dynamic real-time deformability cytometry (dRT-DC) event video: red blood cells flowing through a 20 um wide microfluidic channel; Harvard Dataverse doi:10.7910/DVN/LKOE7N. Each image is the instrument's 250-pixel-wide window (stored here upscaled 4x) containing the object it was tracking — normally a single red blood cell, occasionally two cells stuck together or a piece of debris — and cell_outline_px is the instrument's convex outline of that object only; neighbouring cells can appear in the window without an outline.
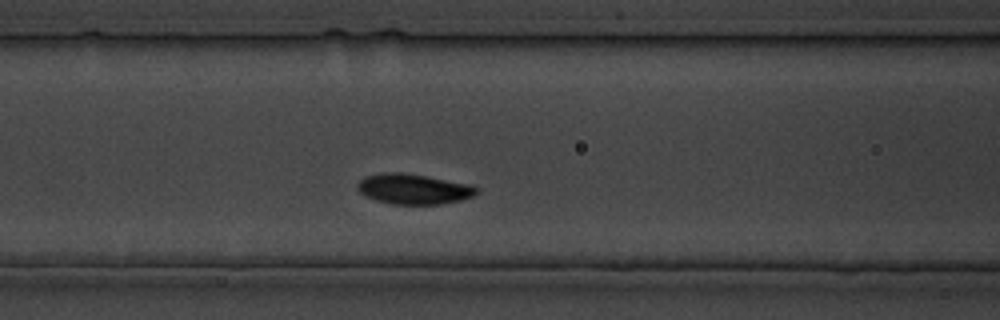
{"species": "common noctule bat (a hibernating species)", "species_latin": "Nyctalus noctula", "temperature_condition": "cold", "stored_images_in_passage": 26, "camera_frame_rate_fps": 3000, "um_per_image_px": 0.085, "animal": {"sex": "male", "body_mass_g": 19.5, "forearm_length_mm": 54.6}, "frame": {"image": 1, "passage_image": 5, "time_ms": 4.667, "image_size_px": [1000, 320], "cell_outline_px": [[476, 192], [472, 196], [460, 200], [440, 204], [392, 204], [376, 200], [364, 196], [356, 188], [356, 184], [364, 176], [380, 172], [400, 172], [428, 176], [472, 184], [476, 188]], "centroid_in_image_um": [35.1, 16.05], "position_along_channel_um": 131.5, "area_um2": 21.15}}
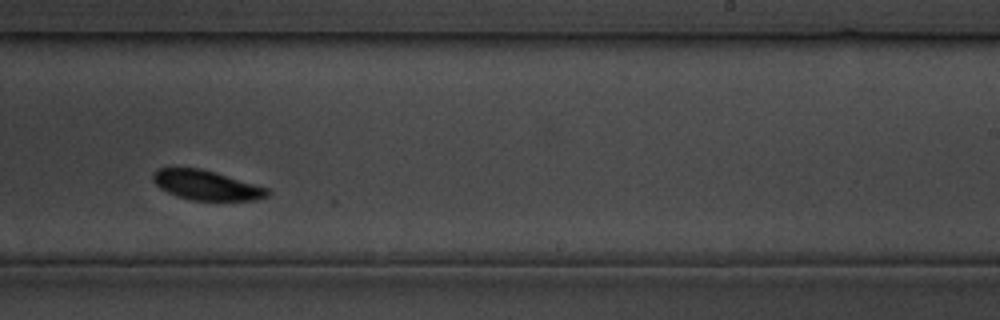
{"frame": {"image": 2, "passage_image": 13, "time_ms": 14.667, "image_size_px": [1000, 320], "cell_outline_px": [[272, 192], [268, 196], [256, 200], [192, 200], [176, 196], [160, 188], [152, 180], [152, 172], [160, 168], [200, 168], [216, 172], [268, 188]], "centroid_in_image_um": [17.55, 15.74], "position_along_channel_um": 271.4, "area_um2": 19.83}}
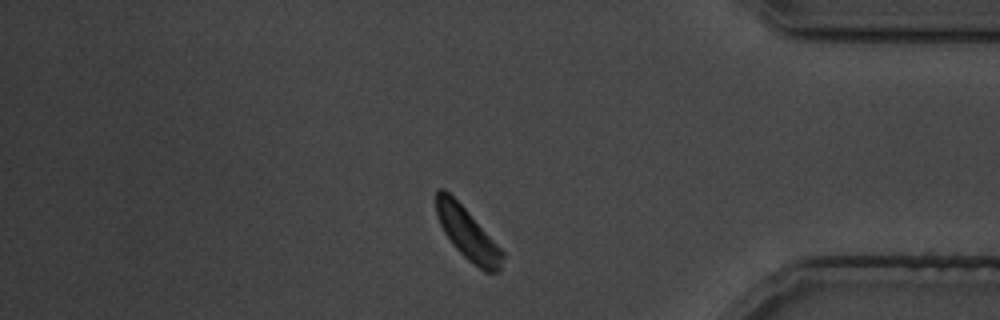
{"frame": {"image": 3, "passage_image": 21, "time_ms": 25.0, "image_size_px": [1000, 320], "cell_outline_px": [[504, 256], [500, 272], [484, 272], [472, 264], [452, 244], [444, 232], [436, 216], [436, 188], [444, 188], [468, 212], [504, 252]], "centroid_in_image_um": [39.74, 19.89], "position_along_channel_um": 395.5, "area_um2": 19.83}}